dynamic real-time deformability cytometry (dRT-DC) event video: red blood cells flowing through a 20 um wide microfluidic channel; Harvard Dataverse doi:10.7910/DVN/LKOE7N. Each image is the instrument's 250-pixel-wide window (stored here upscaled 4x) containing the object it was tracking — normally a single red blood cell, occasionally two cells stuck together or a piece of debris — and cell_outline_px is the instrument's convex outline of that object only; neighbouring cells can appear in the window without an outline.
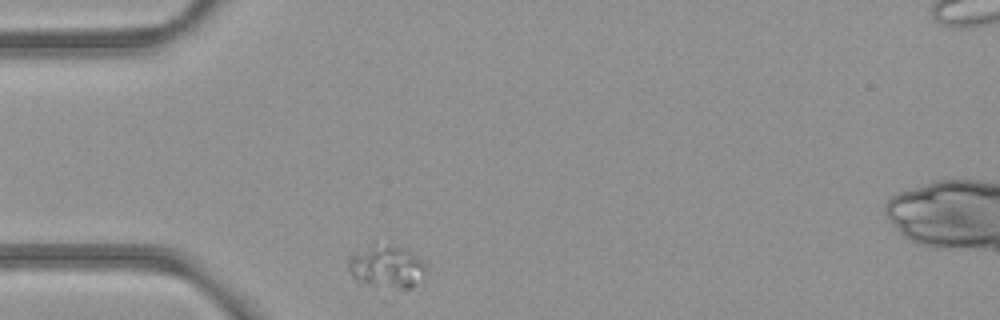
{"species": "common noctule bat (a hibernating species)", "species_latin": "Nyctalus noctula", "temperature_condition": "room temperature", "stored_images_in_passage": 31, "camera_frame_rate_fps": 3000, "um_per_image_px": 0.085, "animal": {"sex": "female", "body_mass_g": 21.9}, "frame": {"image": 1, "passage_image": 1, "time_ms": 0.0, "image_size_px": [1000, 320], "cell_outline_px": [[424, 272], [412, 288], [400, 288], [368, 284], [356, 280], [352, 276], [348, 268], [348, 256], [372, 240], [388, 244], [408, 252], [420, 260], [424, 264]], "centroid_in_image_um": [32.73, 22.6], "position_along_channel_um": 52.3, "area_um2": 19.13}}
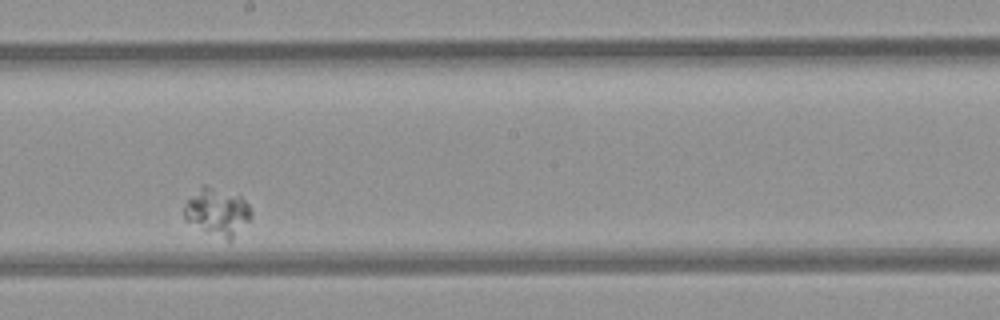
{"frame": {"image": 2, "passage_image": 18, "time_ms": 5.667, "image_size_px": [1000, 320], "cell_outline_px": [[252, 212], [248, 220], [232, 240], [228, 240], [184, 220], [184, 204], [204, 184], [240, 196], [248, 204]], "centroid_in_image_um": [18.47, 17.99], "position_along_channel_um": 229.7, "area_um2": 17.86}}
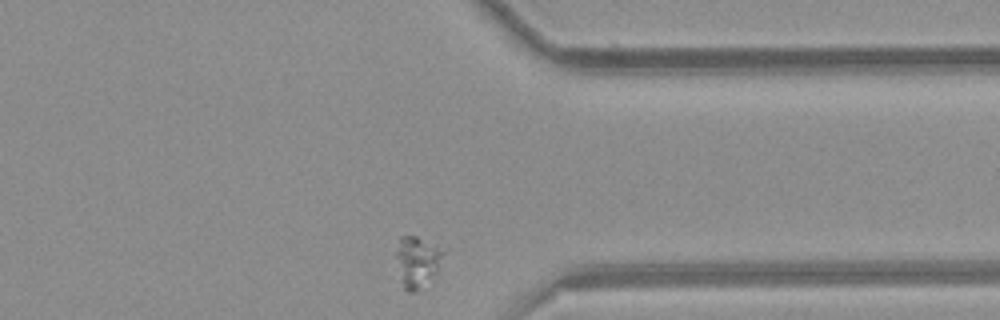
{"frame": {"image": 3, "passage_image": 31, "time_ms": 10.0, "image_size_px": [1000, 320], "cell_outline_px": [[444, 252], [436, 272], [432, 276], [412, 292], [408, 292], [404, 288], [400, 280], [396, 256], [396, 252], [400, 236], [416, 236]], "centroid_in_image_um": [35.4, 22.23], "position_along_channel_um": 376.0, "area_um2": 13.18}}